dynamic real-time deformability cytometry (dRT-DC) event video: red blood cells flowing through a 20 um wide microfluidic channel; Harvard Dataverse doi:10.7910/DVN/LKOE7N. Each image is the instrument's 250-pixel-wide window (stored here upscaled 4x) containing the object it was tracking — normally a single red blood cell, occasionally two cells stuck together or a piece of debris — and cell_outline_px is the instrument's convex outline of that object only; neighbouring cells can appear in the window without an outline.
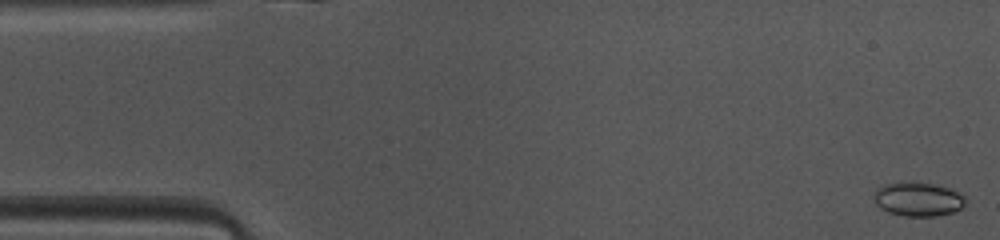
{"species": "common noctule bat (a hibernating species)", "species_latin": "Nyctalus noctula", "temperature_condition": "warm", "stored_images_in_passage": 47, "camera_frame_rate_fps": 3000, "um_per_image_px": 0.085, "animal": {"sex": "female", "body_mass_g": 10.0, "forearm_length_mm": 53.1}, "frame": {"image": 1, "passage_image": 1, "time_ms": 0.0, "image_size_px": [1000, 240], "cell_outline_px": [[968, 200], [960, 208], [952, 212], [936, 216], [904, 216], [888, 212], [880, 208], [876, 204], [872, 196], [876, 188], [884, 184], [936, 184], [960, 192]], "centroid_in_image_um": [78.03, 16.96], "position_along_channel_um": 7.0, "area_um2": 17.86}}
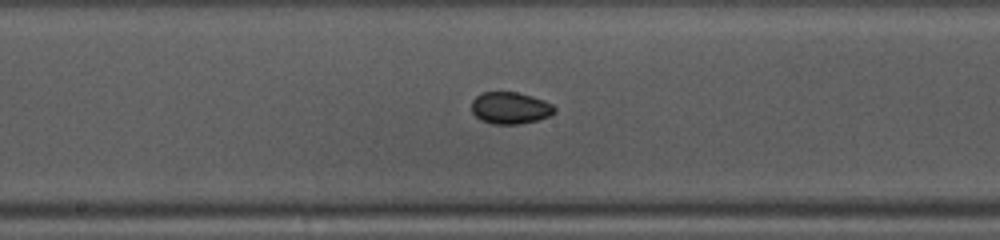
{"frame": {"image": 2, "passage_image": 23, "time_ms": 7.333, "image_size_px": [1000, 240], "cell_outline_px": [[556, 112], [548, 116], [536, 120], [520, 124], [492, 124], [480, 120], [472, 112], [472, 100], [480, 92], [516, 92], [532, 96], [544, 100], [552, 104], [556, 108]], "centroid_in_image_um": [43.36, 9.17], "position_along_channel_um": 204.8, "area_um2": 15.49}}
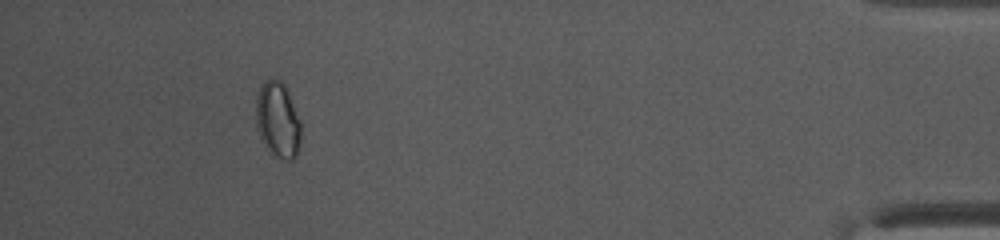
{"frame": {"image": 3, "passage_image": 43, "time_ms": 14.0, "image_size_px": [1000, 240], "cell_outline_px": [[300, 140], [296, 156], [292, 160], [284, 160], [276, 156], [268, 148], [260, 136], [256, 128], [256, 96], [260, 84], [264, 80], [280, 80], [284, 84], [288, 92], [300, 120]], "centroid_in_image_um": [23.6, 10.17], "position_along_channel_um": 411.6, "area_um2": 19.71}, "authors_computed_cell_mechanics": {"area_um2": 15.6638, "velocity_mm_per_s": 4.1187, "shape_relaxation_time_tau1_ms": 7.5362, "shape_relaxation_time_tau2_ms": 1.6289, "deformation_change_tau1": 0.0666, "deformation_change_tau2": 0.0364}}